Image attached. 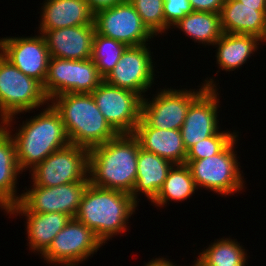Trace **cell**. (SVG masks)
<instances>
[{
	"label": "cell",
	"instance_id": "6da1fadb",
	"mask_svg": "<svg viewBox=\"0 0 266 266\" xmlns=\"http://www.w3.org/2000/svg\"><path fill=\"white\" fill-rule=\"evenodd\" d=\"M140 144L133 134H118L89 150V179L97 187L132 193Z\"/></svg>",
	"mask_w": 266,
	"mask_h": 266
},
{
	"label": "cell",
	"instance_id": "7a4b0ae2",
	"mask_svg": "<svg viewBox=\"0 0 266 266\" xmlns=\"http://www.w3.org/2000/svg\"><path fill=\"white\" fill-rule=\"evenodd\" d=\"M138 203L122 191L97 187L89 182L75 219L90 228L102 244L128 230L129 218Z\"/></svg>",
	"mask_w": 266,
	"mask_h": 266
},
{
	"label": "cell",
	"instance_id": "3957f363",
	"mask_svg": "<svg viewBox=\"0 0 266 266\" xmlns=\"http://www.w3.org/2000/svg\"><path fill=\"white\" fill-rule=\"evenodd\" d=\"M45 107L43 112L23 121L15 134L10 127H4L15 142L17 162L22 172L32 170L47 156L70 144L60 114L50 103Z\"/></svg>",
	"mask_w": 266,
	"mask_h": 266
},
{
	"label": "cell",
	"instance_id": "277c9868",
	"mask_svg": "<svg viewBox=\"0 0 266 266\" xmlns=\"http://www.w3.org/2000/svg\"><path fill=\"white\" fill-rule=\"evenodd\" d=\"M49 103L60 114L71 144L90 150L118 135L91 93H65L53 97Z\"/></svg>",
	"mask_w": 266,
	"mask_h": 266
},
{
	"label": "cell",
	"instance_id": "5b68a950",
	"mask_svg": "<svg viewBox=\"0 0 266 266\" xmlns=\"http://www.w3.org/2000/svg\"><path fill=\"white\" fill-rule=\"evenodd\" d=\"M48 104L43 85L25 75L0 53V124L11 128L17 114Z\"/></svg>",
	"mask_w": 266,
	"mask_h": 266
},
{
	"label": "cell",
	"instance_id": "8992f818",
	"mask_svg": "<svg viewBox=\"0 0 266 266\" xmlns=\"http://www.w3.org/2000/svg\"><path fill=\"white\" fill-rule=\"evenodd\" d=\"M238 135L218 154L201 160H186L194 183L198 189L211 190L228 196L244 189L245 181L236 154Z\"/></svg>",
	"mask_w": 266,
	"mask_h": 266
},
{
	"label": "cell",
	"instance_id": "52a82bcc",
	"mask_svg": "<svg viewBox=\"0 0 266 266\" xmlns=\"http://www.w3.org/2000/svg\"><path fill=\"white\" fill-rule=\"evenodd\" d=\"M213 78L203 81L199 89H171L158 90L150 98H142L141 118L152 128L161 130H180L186 118L191 103L206 89L217 88Z\"/></svg>",
	"mask_w": 266,
	"mask_h": 266
},
{
	"label": "cell",
	"instance_id": "ba28073f",
	"mask_svg": "<svg viewBox=\"0 0 266 266\" xmlns=\"http://www.w3.org/2000/svg\"><path fill=\"white\" fill-rule=\"evenodd\" d=\"M31 172L36 186L55 187L89 179V150L68 144L47 156Z\"/></svg>",
	"mask_w": 266,
	"mask_h": 266
},
{
	"label": "cell",
	"instance_id": "9c48e42d",
	"mask_svg": "<svg viewBox=\"0 0 266 266\" xmlns=\"http://www.w3.org/2000/svg\"><path fill=\"white\" fill-rule=\"evenodd\" d=\"M103 80L91 58L69 60L51 57L43 89L50 101L65 93H92Z\"/></svg>",
	"mask_w": 266,
	"mask_h": 266
},
{
	"label": "cell",
	"instance_id": "30bf717a",
	"mask_svg": "<svg viewBox=\"0 0 266 266\" xmlns=\"http://www.w3.org/2000/svg\"><path fill=\"white\" fill-rule=\"evenodd\" d=\"M90 180L72 182L55 187L30 186L21 193L20 200L8 212H59L75 218L83 193Z\"/></svg>",
	"mask_w": 266,
	"mask_h": 266
},
{
	"label": "cell",
	"instance_id": "8fae6325",
	"mask_svg": "<svg viewBox=\"0 0 266 266\" xmlns=\"http://www.w3.org/2000/svg\"><path fill=\"white\" fill-rule=\"evenodd\" d=\"M101 246L102 242L90 228L71 218L41 257L50 265L78 266Z\"/></svg>",
	"mask_w": 266,
	"mask_h": 266
},
{
	"label": "cell",
	"instance_id": "7c38bea8",
	"mask_svg": "<svg viewBox=\"0 0 266 266\" xmlns=\"http://www.w3.org/2000/svg\"><path fill=\"white\" fill-rule=\"evenodd\" d=\"M106 121L118 134H133L141 119L142 97L105 80L91 93Z\"/></svg>",
	"mask_w": 266,
	"mask_h": 266
},
{
	"label": "cell",
	"instance_id": "4fadbf2b",
	"mask_svg": "<svg viewBox=\"0 0 266 266\" xmlns=\"http://www.w3.org/2000/svg\"><path fill=\"white\" fill-rule=\"evenodd\" d=\"M95 32L126 46L150 44L155 36L144 25L134 6L126 0L94 13Z\"/></svg>",
	"mask_w": 266,
	"mask_h": 266
},
{
	"label": "cell",
	"instance_id": "5bb4252c",
	"mask_svg": "<svg viewBox=\"0 0 266 266\" xmlns=\"http://www.w3.org/2000/svg\"><path fill=\"white\" fill-rule=\"evenodd\" d=\"M148 44L127 46L113 70L104 80L120 88L136 92L142 98L154 84L155 64ZM143 94V95H142Z\"/></svg>",
	"mask_w": 266,
	"mask_h": 266
},
{
	"label": "cell",
	"instance_id": "9a60e30c",
	"mask_svg": "<svg viewBox=\"0 0 266 266\" xmlns=\"http://www.w3.org/2000/svg\"><path fill=\"white\" fill-rule=\"evenodd\" d=\"M0 53L25 75L44 85L51 56L42 34L1 38Z\"/></svg>",
	"mask_w": 266,
	"mask_h": 266
},
{
	"label": "cell",
	"instance_id": "2e32d148",
	"mask_svg": "<svg viewBox=\"0 0 266 266\" xmlns=\"http://www.w3.org/2000/svg\"><path fill=\"white\" fill-rule=\"evenodd\" d=\"M218 87L206 88L190 105L184 123L180 128L186 150L197 142L215 135L219 128L218 108L220 99Z\"/></svg>",
	"mask_w": 266,
	"mask_h": 266
},
{
	"label": "cell",
	"instance_id": "e0dca14e",
	"mask_svg": "<svg viewBox=\"0 0 266 266\" xmlns=\"http://www.w3.org/2000/svg\"><path fill=\"white\" fill-rule=\"evenodd\" d=\"M94 24L64 27L42 33L51 57L85 60L92 57Z\"/></svg>",
	"mask_w": 266,
	"mask_h": 266
},
{
	"label": "cell",
	"instance_id": "ac0fdd59",
	"mask_svg": "<svg viewBox=\"0 0 266 266\" xmlns=\"http://www.w3.org/2000/svg\"><path fill=\"white\" fill-rule=\"evenodd\" d=\"M219 14L223 33L253 35L266 43V6L225 0Z\"/></svg>",
	"mask_w": 266,
	"mask_h": 266
},
{
	"label": "cell",
	"instance_id": "d6986e66",
	"mask_svg": "<svg viewBox=\"0 0 266 266\" xmlns=\"http://www.w3.org/2000/svg\"><path fill=\"white\" fill-rule=\"evenodd\" d=\"M43 3L40 34L47 30L93 24L94 13L87 0H45Z\"/></svg>",
	"mask_w": 266,
	"mask_h": 266
},
{
	"label": "cell",
	"instance_id": "ffe728a7",
	"mask_svg": "<svg viewBox=\"0 0 266 266\" xmlns=\"http://www.w3.org/2000/svg\"><path fill=\"white\" fill-rule=\"evenodd\" d=\"M133 135L143 150L155 153L173 164H185L187 150L180 130L152 128L141 118Z\"/></svg>",
	"mask_w": 266,
	"mask_h": 266
},
{
	"label": "cell",
	"instance_id": "44dd1931",
	"mask_svg": "<svg viewBox=\"0 0 266 266\" xmlns=\"http://www.w3.org/2000/svg\"><path fill=\"white\" fill-rule=\"evenodd\" d=\"M20 174L15 142L0 124V209L6 213L20 200L16 187Z\"/></svg>",
	"mask_w": 266,
	"mask_h": 266
},
{
	"label": "cell",
	"instance_id": "7402d4cb",
	"mask_svg": "<svg viewBox=\"0 0 266 266\" xmlns=\"http://www.w3.org/2000/svg\"><path fill=\"white\" fill-rule=\"evenodd\" d=\"M174 164L155 153L139 149L137 157L136 184L131 193L139 204V194H144L151 202L161 189L169 170Z\"/></svg>",
	"mask_w": 266,
	"mask_h": 266
},
{
	"label": "cell",
	"instance_id": "603a6c76",
	"mask_svg": "<svg viewBox=\"0 0 266 266\" xmlns=\"http://www.w3.org/2000/svg\"><path fill=\"white\" fill-rule=\"evenodd\" d=\"M10 216L24 215L29 250L42 254L51 244L55 236L66 226L71 217L59 212H7Z\"/></svg>",
	"mask_w": 266,
	"mask_h": 266
},
{
	"label": "cell",
	"instance_id": "cb8c5ba5",
	"mask_svg": "<svg viewBox=\"0 0 266 266\" xmlns=\"http://www.w3.org/2000/svg\"><path fill=\"white\" fill-rule=\"evenodd\" d=\"M260 43L264 42L253 35L223 33L214 43V48L218 47L215 56L216 64L220 70L226 72L238 70L256 53Z\"/></svg>",
	"mask_w": 266,
	"mask_h": 266
},
{
	"label": "cell",
	"instance_id": "d4e9b609",
	"mask_svg": "<svg viewBox=\"0 0 266 266\" xmlns=\"http://www.w3.org/2000/svg\"><path fill=\"white\" fill-rule=\"evenodd\" d=\"M174 28L181 29L194 42L214 46V43L223 35L220 14L202 11H192L184 16Z\"/></svg>",
	"mask_w": 266,
	"mask_h": 266
},
{
	"label": "cell",
	"instance_id": "484cf974",
	"mask_svg": "<svg viewBox=\"0 0 266 266\" xmlns=\"http://www.w3.org/2000/svg\"><path fill=\"white\" fill-rule=\"evenodd\" d=\"M197 189L191 171L186 164H174L169 170L165 182L151 203L156 207L166 206L170 201L189 199Z\"/></svg>",
	"mask_w": 266,
	"mask_h": 266
},
{
	"label": "cell",
	"instance_id": "4316f807",
	"mask_svg": "<svg viewBox=\"0 0 266 266\" xmlns=\"http://www.w3.org/2000/svg\"><path fill=\"white\" fill-rule=\"evenodd\" d=\"M236 239L221 238L201 250L192 266H226L247 263V251Z\"/></svg>",
	"mask_w": 266,
	"mask_h": 266
},
{
	"label": "cell",
	"instance_id": "83f0119b",
	"mask_svg": "<svg viewBox=\"0 0 266 266\" xmlns=\"http://www.w3.org/2000/svg\"><path fill=\"white\" fill-rule=\"evenodd\" d=\"M126 47L125 44L115 39L102 36L95 32L91 59L103 79L113 70Z\"/></svg>",
	"mask_w": 266,
	"mask_h": 266
},
{
	"label": "cell",
	"instance_id": "f1b7e54d",
	"mask_svg": "<svg viewBox=\"0 0 266 266\" xmlns=\"http://www.w3.org/2000/svg\"><path fill=\"white\" fill-rule=\"evenodd\" d=\"M129 2L155 37L169 30L170 27L164 20V0H129Z\"/></svg>",
	"mask_w": 266,
	"mask_h": 266
},
{
	"label": "cell",
	"instance_id": "f546056e",
	"mask_svg": "<svg viewBox=\"0 0 266 266\" xmlns=\"http://www.w3.org/2000/svg\"><path fill=\"white\" fill-rule=\"evenodd\" d=\"M234 131L219 130L215 135L197 142L187 150L186 160H201L220 153L238 135L239 132Z\"/></svg>",
	"mask_w": 266,
	"mask_h": 266
},
{
	"label": "cell",
	"instance_id": "4dcf8cb0",
	"mask_svg": "<svg viewBox=\"0 0 266 266\" xmlns=\"http://www.w3.org/2000/svg\"><path fill=\"white\" fill-rule=\"evenodd\" d=\"M164 20L171 28L193 10L189 0H164Z\"/></svg>",
	"mask_w": 266,
	"mask_h": 266
},
{
	"label": "cell",
	"instance_id": "1f68e13d",
	"mask_svg": "<svg viewBox=\"0 0 266 266\" xmlns=\"http://www.w3.org/2000/svg\"><path fill=\"white\" fill-rule=\"evenodd\" d=\"M193 11L211 12L219 14L225 0H189Z\"/></svg>",
	"mask_w": 266,
	"mask_h": 266
},
{
	"label": "cell",
	"instance_id": "d6a6232c",
	"mask_svg": "<svg viewBox=\"0 0 266 266\" xmlns=\"http://www.w3.org/2000/svg\"><path fill=\"white\" fill-rule=\"evenodd\" d=\"M126 0H87L90 9L93 13L99 10L112 7L118 3L124 2Z\"/></svg>",
	"mask_w": 266,
	"mask_h": 266
},
{
	"label": "cell",
	"instance_id": "836d02e7",
	"mask_svg": "<svg viewBox=\"0 0 266 266\" xmlns=\"http://www.w3.org/2000/svg\"><path fill=\"white\" fill-rule=\"evenodd\" d=\"M169 259L164 258V257H158V258H153L150 260L148 263H146L144 266H176L174 265L173 262H171ZM178 266V265H177Z\"/></svg>",
	"mask_w": 266,
	"mask_h": 266
},
{
	"label": "cell",
	"instance_id": "e575fe53",
	"mask_svg": "<svg viewBox=\"0 0 266 266\" xmlns=\"http://www.w3.org/2000/svg\"><path fill=\"white\" fill-rule=\"evenodd\" d=\"M244 5L249 6H266V0H238Z\"/></svg>",
	"mask_w": 266,
	"mask_h": 266
},
{
	"label": "cell",
	"instance_id": "d590c367",
	"mask_svg": "<svg viewBox=\"0 0 266 266\" xmlns=\"http://www.w3.org/2000/svg\"><path fill=\"white\" fill-rule=\"evenodd\" d=\"M245 264H248V263H239L237 265H226V266H246Z\"/></svg>",
	"mask_w": 266,
	"mask_h": 266
}]
</instances>
